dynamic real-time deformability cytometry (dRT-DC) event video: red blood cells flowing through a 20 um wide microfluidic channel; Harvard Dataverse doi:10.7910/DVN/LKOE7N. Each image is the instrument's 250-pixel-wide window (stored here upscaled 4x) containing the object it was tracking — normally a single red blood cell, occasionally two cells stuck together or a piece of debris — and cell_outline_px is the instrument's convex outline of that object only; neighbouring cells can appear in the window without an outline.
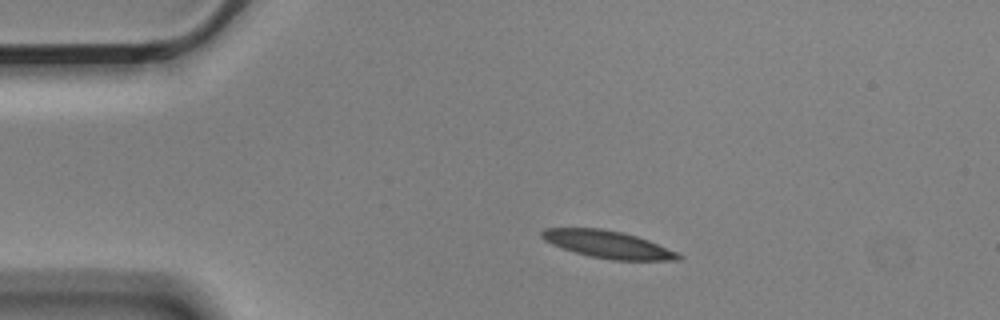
{"species": "Egyptian fruit bat (a non-hibernating species)", "species_latin": "Rousettus aegyptiacus", "temperature_condition": "cold", "stored_images_in_passage": 3, "camera_frame_rate_fps": 3000, "um_per_image_px": 0.085, "animal": {"sex": "male"}, "frame": {"image": 1, "passage_image": 2, "time_ms": 0.333, "image_size_px": [1000, 320], "cell_outline_px": [[684, 256], [680, 260], [612, 260], [588, 256], [552, 244], [544, 240], [540, 236], [540, 232], [544, 228], [600, 228], [620, 232], [636, 236], [648, 240], [676, 252]], "centroid_in_image_um": [51.65, 20.77], "position_along_channel_um": 33.3, "area_um2": 21.56}}